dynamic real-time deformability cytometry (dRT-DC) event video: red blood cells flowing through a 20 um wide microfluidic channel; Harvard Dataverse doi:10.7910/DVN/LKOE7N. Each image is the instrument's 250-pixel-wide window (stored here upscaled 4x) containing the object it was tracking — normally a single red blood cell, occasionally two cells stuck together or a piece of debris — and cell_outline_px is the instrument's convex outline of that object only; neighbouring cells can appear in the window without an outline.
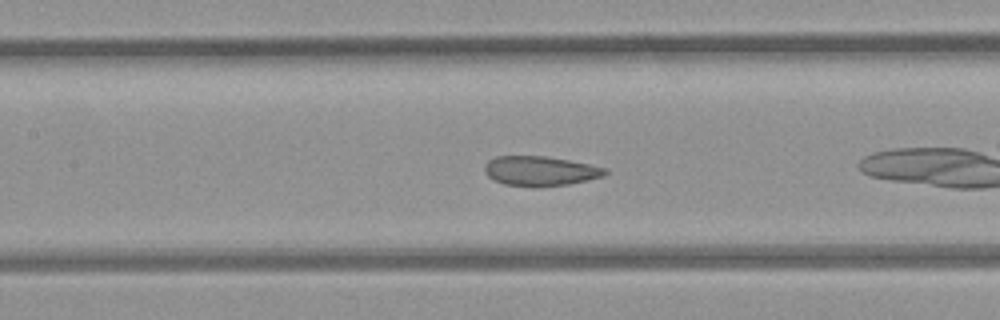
{"species": "common noctule bat (a hibernating species)", "species_latin": "Nyctalus noctula", "temperature_condition": "room temperature", "stored_images_in_passage": 47, "camera_frame_rate_fps": 3000, "um_per_image_px": 0.085, "animal": {"sex": "female", "body_mass_g": 21.9}, "frame": {"image": 1, "passage_image": 21, "time_ms": 6.667, "image_size_px": [1000, 320], "cell_outline_px": [[608, 172], [604, 176], [588, 180], [568, 184], [536, 188], [532, 188], [504, 184], [488, 176], [484, 172], [484, 164], [488, 160], [496, 156], [544, 156], [568, 160], [608, 168]], "centroid_in_image_um": [45.91, 14.55], "position_along_channel_um": 161.5, "area_um2": 21.1}}
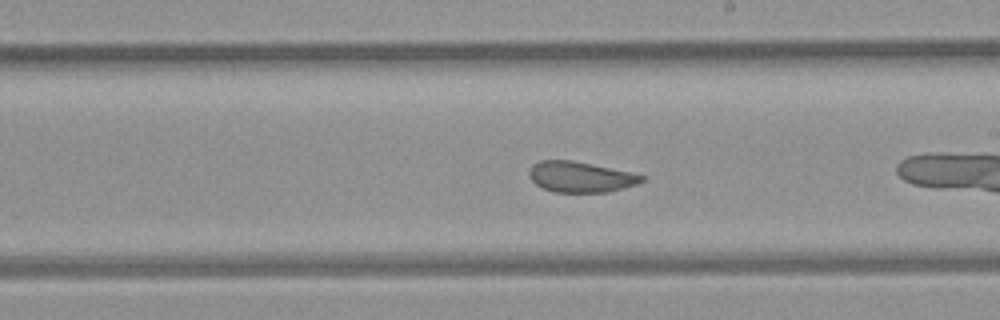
{"frame": {"image": 2, "passage_image": 27, "time_ms": 8.667, "image_size_px": [1000, 320], "cell_outline_px": [[644, 180], [636, 184], [608, 192], [552, 192], [536, 184], [532, 180], [528, 172], [532, 164], [540, 160], [572, 160], [592, 164], [628, 172], [644, 176]], "centroid_in_image_um": [49.29, 15.03], "position_along_channel_um": 239.7, "area_um2": 19.88}}
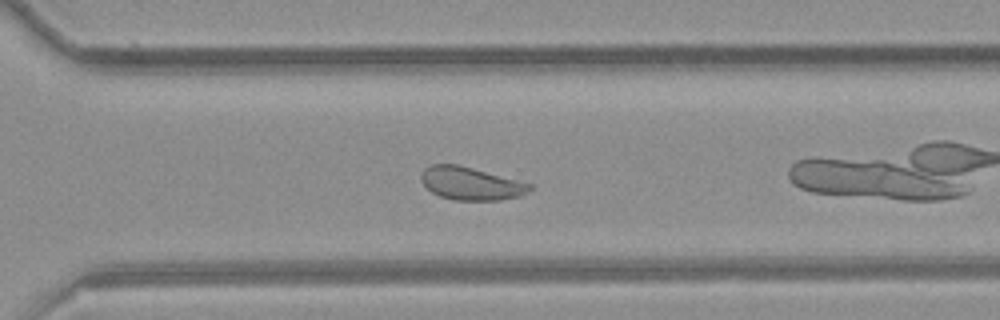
{"frame": {"image": 3, "passage_image": 34, "time_ms": 11.0, "image_size_px": [1000, 320], "cell_outline_px": [[532, 188], [528, 192], [520, 196], [500, 200], [452, 200], [440, 196], [432, 192], [420, 180], [420, 176], [424, 168], [432, 164], [460, 164], [532, 184]], "centroid_in_image_um": [40.01, 15.59], "position_along_channel_um": 330.6, "area_um2": 20.92}}